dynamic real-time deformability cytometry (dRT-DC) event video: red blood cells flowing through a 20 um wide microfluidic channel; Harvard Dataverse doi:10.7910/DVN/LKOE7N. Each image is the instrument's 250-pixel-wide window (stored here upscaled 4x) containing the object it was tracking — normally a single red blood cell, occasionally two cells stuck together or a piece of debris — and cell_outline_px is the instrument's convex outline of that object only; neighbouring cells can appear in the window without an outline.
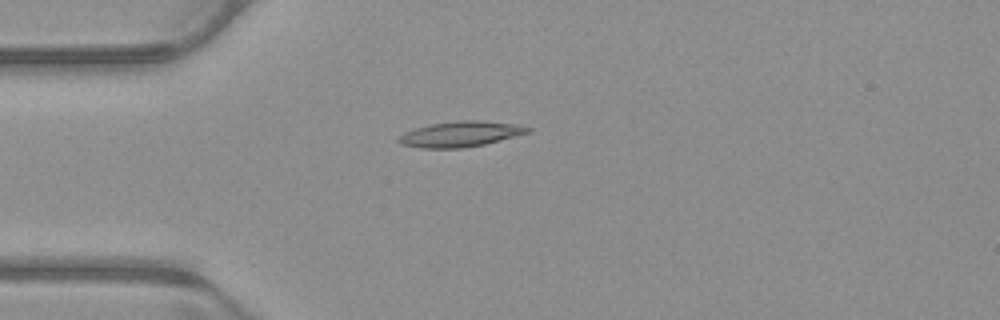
{"species": "common noctule bat (a hibernating species)", "species_latin": "Nyctalus noctula", "temperature_condition": "warm", "stored_images_in_passage": 41, "camera_frame_rate_fps": 3000, "um_per_image_px": 0.085, "animal": {"sex": "male", "body_mass_g": 23.1, "forearm_length_mm": 52.7}, "frame": {"image": 1, "passage_image": 2, "time_ms": 0.333, "image_size_px": [1000, 320], "cell_outline_px": [[532, 132], [484, 144], [460, 148], [420, 148], [404, 144], [396, 140], [404, 132], [416, 128], [432, 124], [460, 120], [480, 120], [516, 124], [532, 128]], "centroid_in_image_um": [39.18, 11.39], "position_along_channel_um": 45.8, "area_um2": 19.02}}
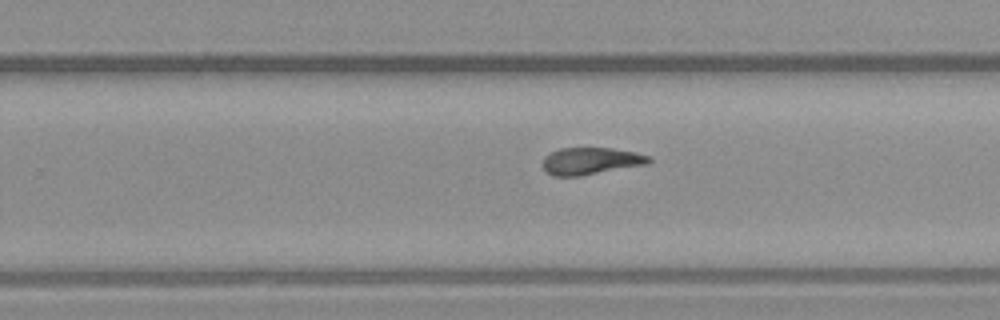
{"frame": {"image": 2, "passage_image": 21, "time_ms": 6.667, "image_size_px": [1000, 320], "cell_outline_px": [[652, 160], [648, 164], [580, 176], [552, 176], [540, 164], [544, 156], [560, 148], [612, 148], [636, 152], [652, 156]], "centroid_in_image_um": [50.23, 13.68], "position_along_channel_um": 279.6, "area_um2": 16.94}}
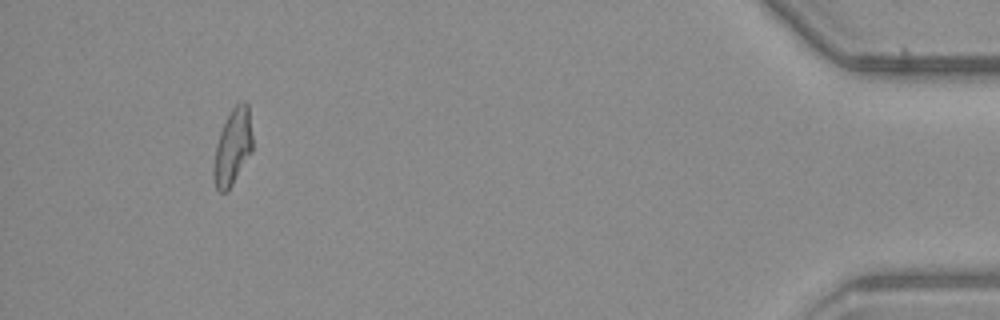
{"frame": {"image": 3, "passage_image": 37, "time_ms": 12.0, "image_size_px": [1000, 320], "cell_outline_px": [[252, 152], [228, 192], [220, 192], [216, 188], [212, 172], [216, 144], [220, 132], [232, 108], [240, 100], [244, 100], [248, 104], [252, 136]], "centroid_in_image_um": [19.78, 12.51], "position_along_channel_um": 415.4, "area_um2": 17.34}, "authors_computed_cell_mechanics": {"area_um2": 17.34, "velocity_mm_per_s": 3.9378, "shape_relaxation_time_tau1_ms": null, "shape_relaxation_time_tau2_ms": 2.921, "deformation_change_tau1": null, "deformation_change_tau2": 0.1207}}